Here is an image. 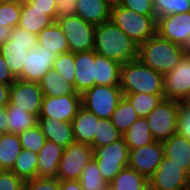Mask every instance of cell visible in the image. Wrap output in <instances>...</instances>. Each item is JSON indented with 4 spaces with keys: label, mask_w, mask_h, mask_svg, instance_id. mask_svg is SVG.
Returning a JSON list of instances; mask_svg holds the SVG:
<instances>
[{
    "label": "cell",
    "mask_w": 190,
    "mask_h": 190,
    "mask_svg": "<svg viewBox=\"0 0 190 190\" xmlns=\"http://www.w3.org/2000/svg\"><path fill=\"white\" fill-rule=\"evenodd\" d=\"M55 22L67 37L69 52L76 53L94 50L96 26L85 22L76 14L70 17L56 19Z\"/></svg>",
    "instance_id": "8"
},
{
    "label": "cell",
    "mask_w": 190,
    "mask_h": 190,
    "mask_svg": "<svg viewBox=\"0 0 190 190\" xmlns=\"http://www.w3.org/2000/svg\"><path fill=\"white\" fill-rule=\"evenodd\" d=\"M12 29L13 28L0 25V47L9 40Z\"/></svg>",
    "instance_id": "51"
},
{
    "label": "cell",
    "mask_w": 190,
    "mask_h": 190,
    "mask_svg": "<svg viewBox=\"0 0 190 190\" xmlns=\"http://www.w3.org/2000/svg\"><path fill=\"white\" fill-rule=\"evenodd\" d=\"M98 120L99 118L94 113L81 105L71 122L74 141L91 146L97 133Z\"/></svg>",
    "instance_id": "18"
},
{
    "label": "cell",
    "mask_w": 190,
    "mask_h": 190,
    "mask_svg": "<svg viewBox=\"0 0 190 190\" xmlns=\"http://www.w3.org/2000/svg\"><path fill=\"white\" fill-rule=\"evenodd\" d=\"M93 159L109 184L123 168L128 167L129 147L122 137L109 145L93 148Z\"/></svg>",
    "instance_id": "6"
},
{
    "label": "cell",
    "mask_w": 190,
    "mask_h": 190,
    "mask_svg": "<svg viewBox=\"0 0 190 190\" xmlns=\"http://www.w3.org/2000/svg\"><path fill=\"white\" fill-rule=\"evenodd\" d=\"M23 190H61L58 178L35 177L24 181Z\"/></svg>",
    "instance_id": "41"
},
{
    "label": "cell",
    "mask_w": 190,
    "mask_h": 190,
    "mask_svg": "<svg viewBox=\"0 0 190 190\" xmlns=\"http://www.w3.org/2000/svg\"><path fill=\"white\" fill-rule=\"evenodd\" d=\"M24 181L11 170H0V190H23Z\"/></svg>",
    "instance_id": "44"
},
{
    "label": "cell",
    "mask_w": 190,
    "mask_h": 190,
    "mask_svg": "<svg viewBox=\"0 0 190 190\" xmlns=\"http://www.w3.org/2000/svg\"><path fill=\"white\" fill-rule=\"evenodd\" d=\"M64 149L55 142L46 140L38 155L37 177L57 178L59 161Z\"/></svg>",
    "instance_id": "20"
},
{
    "label": "cell",
    "mask_w": 190,
    "mask_h": 190,
    "mask_svg": "<svg viewBox=\"0 0 190 190\" xmlns=\"http://www.w3.org/2000/svg\"><path fill=\"white\" fill-rule=\"evenodd\" d=\"M110 20L138 46L157 34L156 15H142L115 5L111 6Z\"/></svg>",
    "instance_id": "4"
},
{
    "label": "cell",
    "mask_w": 190,
    "mask_h": 190,
    "mask_svg": "<svg viewBox=\"0 0 190 190\" xmlns=\"http://www.w3.org/2000/svg\"><path fill=\"white\" fill-rule=\"evenodd\" d=\"M162 143L164 156L190 175V140L176 133Z\"/></svg>",
    "instance_id": "21"
},
{
    "label": "cell",
    "mask_w": 190,
    "mask_h": 190,
    "mask_svg": "<svg viewBox=\"0 0 190 190\" xmlns=\"http://www.w3.org/2000/svg\"><path fill=\"white\" fill-rule=\"evenodd\" d=\"M3 134H4V132L0 130V140H1L2 136H3Z\"/></svg>",
    "instance_id": "59"
},
{
    "label": "cell",
    "mask_w": 190,
    "mask_h": 190,
    "mask_svg": "<svg viewBox=\"0 0 190 190\" xmlns=\"http://www.w3.org/2000/svg\"><path fill=\"white\" fill-rule=\"evenodd\" d=\"M61 190H84L78 180L60 181Z\"/></svg>",
    "instance_id": "50"
},
{
    "label": "cell",
    "mask_w": 190,
    "mask_h": 190,
    "mask_svg": "<svg viewBox=\"0 0 190 190\" xmlns=\"http://www.w3.org/2000/svg\"><path fill=\"white\" fill-rule=\"evenodd\" d=\"M183 56L181 45L158 34L138 46V59L163 76L173 70Z\"/></svg>",
    "instance_id": "3"
},
{
    "label": "cell",
    "mask_w": 190,
    "mask_h": 190,
    "mask_svg": "<svg viewBox=\"0 0 190 190\" xmlns=\"http://www.w3.org/2000/svg\"><path fill=\"white\" fill-rule=\"evenodd\" d=\"M44 96L59 97L69 94H79L74 86L53 68L39 81Z\"/></svg>",
    "instance_id": "26"
},
{
    "label": "cell",
    "mask_w": 190,
    "mask_h": 190,
    "mask_svg": "<svg viewBox=\"0 0 190 190\" xmlns=\"http://www.w3.org/2000/svg\"><path fill=\"white\" fill-rule=\"evenodd\" d=\"M18 135L22 149L30 150L36 154L40 152L46 141V138L38 125L21 132Z\"/></svg>",
    "instance_id": "38"
},
{
    "label": "cell",
    "mask_w": 190,
    "mask_h": 190,
    "mask_svg": "<svg viewBox=\"0 0 190 190\" xmlns=\"http://www.w3.org/2000/svg\"><path fill=\"white\" fill-rule=\"evenodd\" d=\"M76 14V1L57 0L56 19L70 17Z\"/></svg>",
    "instance_id": "46"
},
{
    "label": "cell",
    "mask_w": 190,
    "mask_h": 190,
    "mask_svg": "<svg viewBox=\"0 0 190 190\" xmlns=\"http://www.w3.org/2000/svg\"><path fill=\"white\" fill-rule=\"evenodd\" d=\"M165 99L184 102L190 95V56H183L173 70L164 75Z\"/></svg>",
    "instance_id": "13"
},
{
    "label": "cell",
    "mask_w": 190,
    "mask_h": 190,
    "mask_svg": "<svg viewBox=\"0 0 190 190\" xmlns=\"http://www.w3.org/2000/svg\"><path fill=\"white\" fill-rule=\"evenodd\" d=\"M21 151L19 135L5 132L0 140V170H11Z\"/></svg>",
    "instance_id": "31"
},
{
    "label": "cell",
    "mask_w": 190,
    "mask_h": 190,
    "mask_svg": "<svg viewBox=\"0 0 190 190\" xmlns=\"http://www.w3.org/2000/svg\"><path fill=\"white\" fill-rule=\"evenodd\" d=\"M110 14L111 5L105 0H76V15L94 26L110 20Z\"/></svg>",
    "instance_id": "23"
},
{
    "label": "cell",
    "mask_w": 190,
    "mask_h": 190,
    "mask_svg": "<svg viewBox=\"0 0 190 190\" xmlns=\"http://www.w3.org/2000/svg\"><path fill=\"white\" fill-rule=\"evenodd\" d=\"M37 125L40 127L46 140L55 142L63 148L74 142L71 122H61L53 117H38Z\"/></svg>",
    "instance_id": "19"
},
{
    "label": "cell",
    "mask_w": 190,
    "mask_h": 190,
    "mask_svg": "<svg viewBox=\"0 0 190 190\" xmlns=\"http://www.w3.org/2000/svg\"><path fill=\"white\" fill-rule=\"evenodd\" d=\"M37 45H42L45 49L52 51L56 56L69 52L67 37L56 22L44 28L37 35Z\"/></svg>",
    "instance_id": "25"
},
{
    "label": "cell",
    "mask_w": 190,
    "mask_h": 190,
    "mask_svg": "<svg viewBox=\"0 0 190 190\" xmlns=\"http://www.w3.org/2000/svg\"><path fill=\"white\" fill-rule=\"evenodd\" d=\"M177 133L190 140V106L179 102Z\"/></svg>",
    "instance_id": "43"
},
{
    "label": "cell",
    "mask_w": 190,
    "mask_h": 190,
    "mask_svg": "<svg viewBox=\"0 0 190 190\" xmlns=\"http://www.w3.org/2000/svg\"><path fill=\"white\" fill-rule=\"evenodd\" d=\"M78 181L84 190H102L107 185L94 159L85 166Z\"/></svg>",
    "instance_id": "36"
},
{
    "label": "cell",
    "mask_w": 190,
    "mask_h": 190,
    "mask_svg": "<svg viewBox=\"0 0 190 190\" xmlns=\"http://www.w3.org/2000/svg\"><path fill=\"white\" fill-rule=\"evenodd\" d=\"M109 184L114 190H149V179L130 167L123 168Z\"/></svg>",
    "instance_id": "27"
},
{
    "label": "cell",
    "mask_w": 190,
    "mask_h": 190,
    "mask_svg": "<svg viewBox=\"0 0 190 190\" xmlns=\"http://www.w3.org/2000/svg\"><path fill=\"white\" fill-rule=\"evenodd\" d=\"M119 5L142 15H155L152 0H121Z\"/></svg>",
    "instance_id": "45"
},
{
    "label": "cell",
    "mask_w": 190,
    "mask_h": 190,
    "mask_svg": "<svg viewBox=\"0 0 190 190\" xmlns=\"http://www.w3.org/2000/svg\"><path fill=\"white\" fill-rule=\"evenodd\" d=\"M10 85L0 83V106L9 104Z\"/></svg>",
    "instance_id": "49"
},
{
    "label": "cell",
    "mask_w": 190,
    "mask_h": 190,
    "mask_svg": "<svg viewBox=\"0 0 190 190\" xmlns=\"http://www.w3.org/2000/svg\"><path fill=\"white\" fill-rule=\"evenodd\" d=\"M181 47H182L183 55L190 56V34Z\"/></svg>",
    "instance_id": "53"
},
{
    "label": "cell",
    "mask_w": 190,
    "mask_h": 190,
    "mask_svg": "<svg viewBox=\"0 0 190 190\" xmlns=\"http://www.w3.org/2000/svg\"><path fill=\"white\" fill-rule=\"evenodd\" d=\"M13 1H16V0H0V3L13 2Z\"/></svg>",
    "instance_id": "57"
},
{
    "label": "cell",
    "mask_w": 190,
    "mask_h": 190,
    "mask_svg": "<svg viewBox=\"0 0 190 190\" xmlns=\"http://www.w3.org/2000/svg\"><path fill=\"white\" fill-rule=\"evenodd\" d=\"M29 51L28 45L12 44L9 40L0 47L10 72L17 79L23 69V64Z\"/></svg>",
    "instance_id": "30"
},
{
    "label": "cell",
    "mask_w": 190,
    "mask_h": 190,
    "mask_svg": "<svg viewBox=\"0 0 190 190\" xmlns=\"http://www.w3.org/2000/svg\"><path fill=\"white\" fill-rule=\"evenodd\" d=\"M102 190H114L110 184H107Z\"/></svg>",
    "instance_id": "55"
},
{
    "label": "cell",
    "mask_w": 190,
    "mask_h": 190,
    "mask_svg": "<svg viewBox=\"0 0 190 190\" xmlns=\"http://www.w3.org/2000/svg\"><path fill=\"white\" fill-rule=\"evenodd\" d=\"M124 97L131 103L139 117H147L149 113L163 100L164 94H123Z\"/></svg>",
    "instance_id": "33"
},
{
    "label": "cell",
    "mask_w": 190,
    "mask_h": 190,
    "mask_svg": "<svg viewBox=\"0 0 190 190\" xmlns=\"http://www.w3.org/2000/svg\"><path fill=\"white\" fill-rule=\"evenodd\" d=\"M56 55L42 45H37L35 49L28 51L23 64L21 75L17 78L27 82H37L53 68Z\"/></svg>",
    "instance_id": "14"
},
{
    "label": "cell",
    "mask_w": 190,
    "mask_h": 190,
    "mask_svg": "<svg viewBox=\"0 0 190 190\" xmlns=\"http://www.w3.org/2000/svg\"><path fill=\"white\" fill-rule=\"evenodd\" d=\"M109 5L111 6H115V5H119L121 0H105Z\"/></svg>",
    "instance_id": "54"
},
{
    "label": "cell",
    "mask_w": 190,
    "mask_h": 190,
    "mask_svg": "<svg viewBox=\"0 0 190 190\" xmlns=\"http://www.w3.org/2000/svg\"><path fill=\"white\" fill-rule=\"evenodd\" d=\"M120 87L123 94H164V76L136 59L121 65Z\"/></svg>",
    "instance_id": "2"
},
{
    "label": "cell",
    "mask_w": 190,
    "mask_h": 190,
    "mask_svg": "<svg viewBox=\"0 0 190 190\" xmlns=\"http://www.w3.org/2000/svg\"><path fill=\"white\" fill-rule=\"evenodd\" d=\"M123 97L120 85H94L81 94V105L99 119H111Z\"/></svg>",
    "instance_id": "5"
},
{
    "label": "cell",
    "mask_w": 190,
    "mask_h": 190,
    "mask_svg": "<svg viewBox=\"0 0 190 190\" xmlns=\"http://www.w3.org/2000/svg\"><path fill=\"white\" fill-rule=\"evenodd\" d=\"M9 41L12 42V44L28 45L30 51L37 46V35L16 26L11 31Z\"/></svg>",
    "instance_id": "42"
},
{
    "label": "cell",
    "mask_w": 190,
    "mask_h": 190,
    "mask_svg": "<svg viewBox=\"0 0 190 190\" xmlns=\"http://www.w3.org/2000/svg\"><path fill=\"white\" fill-rule=\"evenodd\" d=\"M80 106L81 94L44 96L39 117H53L61 122H72Z\"/></svg>",
    "instance_id": "15"
},
{
    "label": "cell",
    "mask_w": 190,
    "mask_h": 190,
    "mask_svg": "<svg viewBox=\"0 0 190 190\" xmlns=\"http://www.w3.org/2000/svg\"><path fill=\"white\" fill-rule=\"evenodd\" d=\"M189 184L190 175L165 156L149 178V190H179Z\"/></svg>",
    "instance_id": "11"
},
{
    "label": "cell",
    "mask_w": 190,
    "mask_h": 190,
    "mask_svg": "<svg viewBox=\"0 0 190 190\" xmlns=\"http://www.w3.org/2000/svg\"><path fill=\"white\" fill-rule=\"evenodd\" d=\"M179 190H190V184L182 189H179Z\"/></svg>",
    "instance_id": "58"
},
{
    "label": "cell",
    "mask_w": 190,
    "mask_h": 190,
    "mask_svg": "<svg viewBox=\"0 0 190 190\" xmlns=\"http://www.w3.org/2000/svg\"><path fill=\"white\" fill-rule=\"evenodd\" d=\"M129 149H136L154 142L146 117H139L130 128L122 134Z\"/></svg>",
    "instance_id": "29"
},
{
    "label": "cell",
    "mask_w": 190,
    "mask_h": 190,
    "mask_svg": "<svg viewBox=\"0 0 190 190\" xmlns=\"http://www.w3.org/2000/svg\"><path fill=\"white\" fill-rule=\"evenodd\" d=\"M93 159V148L73 142L68 145L59 161L57 178L60 181L79 180L85 166Z\"/></svg>",
    "instance_id": "9"
},
{
    "label": "cell",
    "mask_w": 190,
    "mask_h": 190,
    "mask_svg": "<svg viewBox=\"0 0 190 190\" xmlns=\"http://www.w3.org/2000/svg\"><path fill=\"white\" fill-rule=\"evenodd\" d=\"M164 158V147L160 141L136 149H129L128 167L149 179Z\"/></svg>",
    "instance_id": "12"
},
{
    "label": "cell",
    "mask_w": 190,
    "mask_h": 190,
    "mask_svg": "<svg viewBox=\"0 0 190 190\" xmlns=\"http://www.w3.org/2000/svg\"><path fill=\"white\" fill-rule=\"evenodd\" d=\"M122 138V133L113 125L111 119H99L92 148L109 145Z\"/></svg>",
    "instance_id": "35"
},
{
    "label": "cell",
    "mask_w": 190,
    "mask_h": 190,
    "mask_svg": "<svg viewBox=\"0 0 190 190\" xmlns=\"http://www.w3.org/2000/svg\"><path fill=\"white\" fill-rule=\"evenodd\" d=\"M75 63H74V53L67 52L59 54L53 63V69L62 75L69 83L74 86V76H75Z\"/></svg>",
    "instance_id": "40"
},
{
    "label": "cell",
    "mask_w": 190,
    "mask_h": 190,
    "mask_svg": "<svg viewBox=\"0 0 190 190\" xmlns=\"http://www.w3.org/2000/svg\"><path fill=\"white\" fill-rule=\"evenodd\" d=\"M94 51L121 65L138 59V45L111 20L95 27Z\"/></svg>",
    "instance_id": "1"
},
{
    "label": "cell",
    "mask_w": 190,
    "mask_h": 190,
    "mask_svg": "<svg viewBox=\"0 0 190 190\" xmlns=\"http://www.w3.org/2000/svg\"><path fill=\"white\" fill-rule=\"evenodd\" d=\"M157 34L182 46L190 34V12L157 18Z\"/></svg>",
    "instance_id": "16"
},
{
    "label": "cell",
    "mask_w": 190,
    "mask_h": 190,
    "mask_svg": "<svg viewBox=\"0 0 190 190\" xmlns=\"http://www.w3.org/2000/svg\"><path fill=\"white\" fill-rule=\"evenodd\" d=\"M30 6L37 9L48 11V15L56 20V2L57 0H25Z\"/></svg>",
    "instance_id": "47"
},
{
    "label": "cell",
    "mask_w": 190,
    "mask_h": 190,
    "mask_svg": "<svg viewBox=\"0 0 190 190\" xmlns=\"http://www.w3.org/2000/svg\"><path fill=\"white\" fill-rule=\"evenodd\" d=\"M0 130L7 132L6 106H0Z\"/></svg>",
    "instance_id": "52"
},
{
    "label": "cell",
    "mask_w": 190,
    "mask_h": 190,
    "mask_svg": "<svg viewBox=\"0 0 190 190\" xmlns=\"http://www.w3.org/2000/svg\"><path fill=\"white\" fill-rule=\"evenodd\" d=\"M44 95L37 82L16 79L10 85L9 104L39 117Z\"/></svg>",
    "instance_id": "10"
},
{
    "label": "cell",
    "mask_w": 190,
    "mask_h": 190,
    "mask_svg": "<svg viewBox=\"0 0 190 190\" xmlns=\"http://www.w3.org/2000/svg\"><path fill=\"white\" fill-rule=\"evenodd\" d=\"M138 118L139 116L131 103L123 97L113 112L111 121L113 125L124 134Z\"/></svg>",
    "instance_id": "34"
},
{
    "label": "cell",
    "mask_w": 190,
    "mask_h": 190,
    "mask_svg": "<svg viewBox=\"0 0 190 190\" xmlns=\"http://www.w3.org/2000/svg\"><path fill=\"white\" fill-rule=\"evenodd\" d=\"M21 15V0L0 3V25L9 28L18 26Z\"/></svg>",
    "instance_id": "39"
},
{
    "label": "cell",
    "mask_w": 190,
    "mask_h": 190,
    "mask_svg": "<svg viewBox=\"0 0 190 190\" xmlns=\"http://www.w3.org/2000/svg\"><path fill=\"white\" fill-rule=\"evenodd\" d=\"M15 80L16 78L10 72L6 60L3 54L0 52V83L5 85H11Z\"/></svg>",
    "instance_id": "48"
},
{
    "label": "cell",
    "mask_w": 190,
    "mask_h": 190,
    "mask_svg": "<svg viewBox=\"0 0 190 190\" xmlns=\"http://www.w3.org/2000/svg\"><path fill=\"white\" fill-rule=\"evenodd\" d=\"M156 18L190 12V0H152Z\"/></svg>",
    "instance_id": "37"
},
{
    "label": "cell",
    "mask_w": 190,
    "mask_h": 190,
    "mask_svg": "<svg viewBox=\"0 0 190 190\" xmlns=\"http://www.w3.org/2000/svg\"><path fill=\"white\" fill-rule=\"evenodd\" d=\"M187 105H189L190 106V95H189V97L184 101Z\"/></svg>",
    "instance_id": "56"
},
{
    "label": "cell",
    "mask_w": 190,
    "mask_h": 190,
    "mask_svg": "<svg viewBox=\"0 0 190 190\" xmlns=\"http://www.w3.org/2000/svg\"><path fill=\"white\" fill-rule=\"evenodd\" d=\"M38 155L30 150L22 149L11 169L23 181L37 177Z\"/></svg>",
    "instance_id": "32"
},
{
    "label": "cell",
    "mask_w": 190,
    "mask_h": 190,
    "mask_svg": "<svg viewBox=\"0 0 190 190\" xmlns=\"http://www.w3.org/2000/svg\"><path fill=\"white\" fill-rule=\"evenodd\" d=\"M179 102L163 99L146 117L155 141L163 142L177 133Z\"/></svg>",
    "instance_id": "7"
},
{
    "label": "cell",
    "mask_w": 190,
    "mask_h": 190,
    "mask_svg": "<svg viewBox=\"0 0 190 190\" xmlns=\"http://www.w3.org/2000/svg\"><path fill=\"white\" fill-rule=\"evenodd\" d=\"M74 63V88L77 93L83 94L95 85V51L74 53Z\"/></svg>",
    "instance_id": "17"
},
{
    "label": "cell",
    "mask_w": 190,
    "mask_h": 190,
    "mask_svg": "<svg viewBox=\"0 0 190 190\" xmlns=\"http://www.w3.org/2000/svg\"><path fill=\"white\" fill-rule=\"evenodd\" d=\"M7 133L19 134L38 124V117L16 106H6Z\"/></svg>",
    "instance_id": "28"
},
{
    "label": "cell",
    "mask_w": 190,
    "mask_h": 190,
    "mask_svg": "<svg viewBox=\"0 0 190 190\" xmlns=\"http://www.w3.org/2000/svg\"><path fill=\"white\" fill-rule=\"evenodd\" d=\"M121 64L95 52V85H120Z\"/></svg>",
    "instance_id": "24"
},
{
    "label": "cell",
    "mask_w": 190,
    "mask_h": 190,
    "mask_svg": "<svg viewBox=\"0 0 190 190\" xmlns=\"http://www.w3.org/2000/svg\"><path fill=\"white\" fill-rule=\"evenodd\" d=\"M55 21L43 11L30 6L25 0H21V15L18 26L22 29L38 35L44 28L51 26Z\"/></svg>",
    "instance_id": "22"
}]
</instances>
